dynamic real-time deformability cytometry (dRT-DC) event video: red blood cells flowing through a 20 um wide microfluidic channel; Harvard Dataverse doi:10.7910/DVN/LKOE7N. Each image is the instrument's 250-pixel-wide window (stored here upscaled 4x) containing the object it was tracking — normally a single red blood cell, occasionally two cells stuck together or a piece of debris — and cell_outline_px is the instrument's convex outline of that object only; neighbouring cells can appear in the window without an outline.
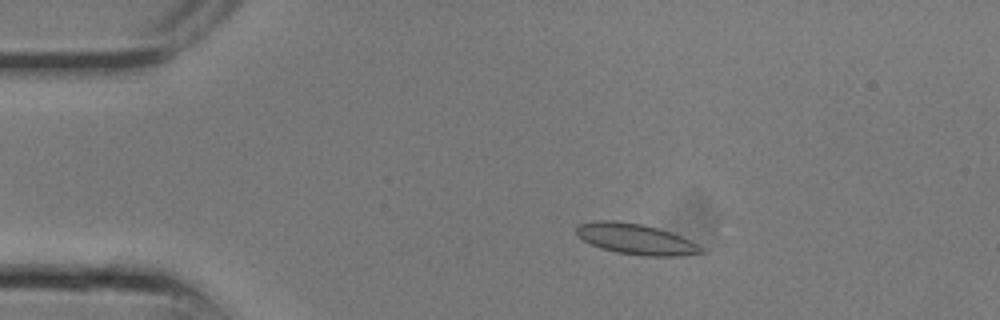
{"species": "common noctule bat (a hibernating species)", "species_latin": "Nyctalus noctula", "temperature_condition": "room temperature", "stored_images_in_passage": 24, "camera_frame_rate_fps": 3000, "um_per_image_px": 0.085, "animal": {"sex": "male", "body_mass_g": 13.3}, "frame": {"image": 1, "passage_image": 4, "time_ms": 1.0, "image_size_px": [1000, 320], "cell_outline_px": [[704, 252], [680, 256], [644, 256], [616, 252], [600, 248], [576, 236], [576, 228], [580, 224], [592, 220], [612, 220], [644, 224], [680, 236], [704, 248]], "centroid_in_image_um": [53.99, 20.32], "position_along_channel_um": 31.0, "area_um2": 22.2}}
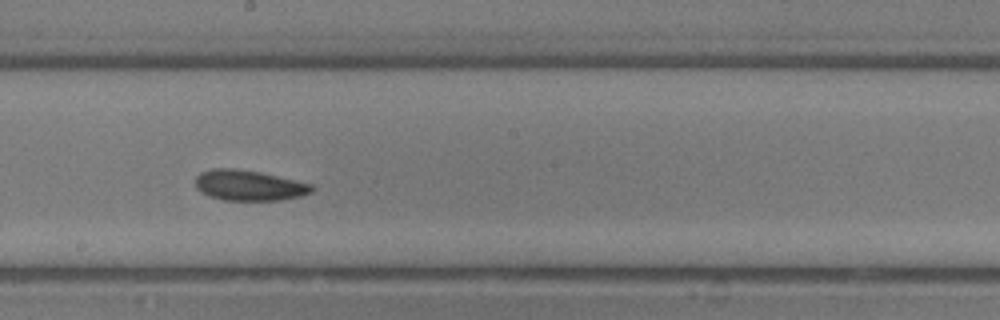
{"frame": {"image": 2, "passage_image": 13, "time_ms": 4.0, "image_size_px": [1000, 320], "cell_outline_px": [[316, 188], [312, 192], [300, 196], [280, 200], [224, 200], [208, 196], [200, 192], [196, 188], [196, 176], [200, 172], [212, 168], [232, 168], [260, 172], [312, 184]], "centroid_in_image_um": [21.14, 15.76], "position_along_channel_um": 227.1, "area_um2": 20.75}}
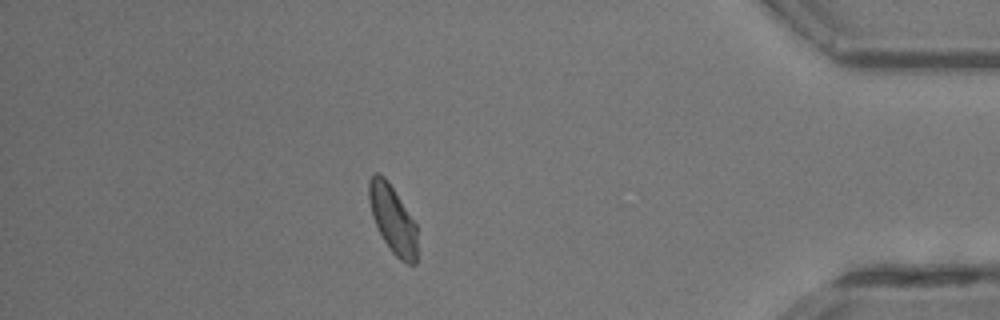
{"frame": {"image": 3, "passage_image": 21, "time_ms": 6.667, "image_size_px": [1000, 320], "cell_outline_px": [[416, 264], [408, 264], [400, 260], [392, 252], [384, 240], [372, 216], [368, 200], [368, 180], [372, 172], [380, 172], [388, 180], [416, 224]], "centroid_in_image_um": [33.35, 18.58], "position_along_channel_um": 401.9, "area_um2": 19.13}}